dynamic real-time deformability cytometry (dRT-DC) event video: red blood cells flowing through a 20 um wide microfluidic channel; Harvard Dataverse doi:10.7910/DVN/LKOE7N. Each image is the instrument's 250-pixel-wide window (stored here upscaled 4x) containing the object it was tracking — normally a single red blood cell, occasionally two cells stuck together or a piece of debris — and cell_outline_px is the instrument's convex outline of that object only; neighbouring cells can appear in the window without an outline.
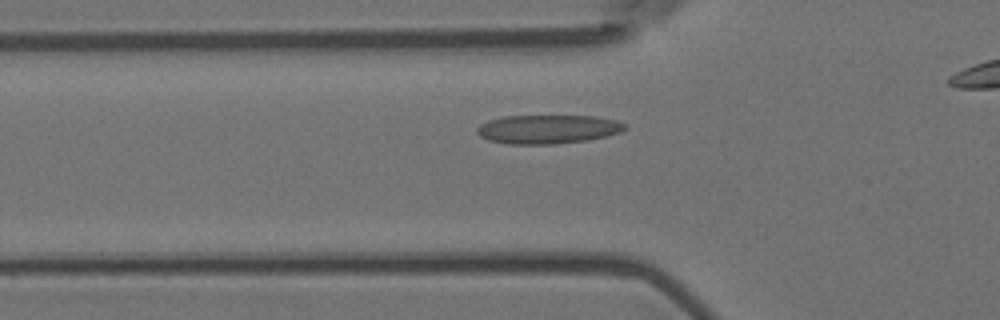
{"species": "Egyptian fruit bat (a non-hibernating species)", "species_latin": "Rousettus aegyptiacus", "temperature_condition": "room temperature", "stored_images_in_passage": 42, "camera_frame_rate_fps": 3000, "um_per_image_px": 0.085, "animal": {"sex": "female"}, "frame": {"image": 1, "passage_image": 12, "time_ms": 3.667, "image_size_px": [1000, 320], "cell_outline_px": [[628, 128], [620, 132], [604, 136], [584, 140], [552, 144], [508, 144], [488, 140], [480, 136], [476, 132], [476, 128], [480, 124], [488, 120], [504, 116], [596, 116], [616, 120], [624, 124]], "centroid_in_image_um": [46.52, 10.97], "position_along_channel_um": 79.3, "area_um2": 24.74}}
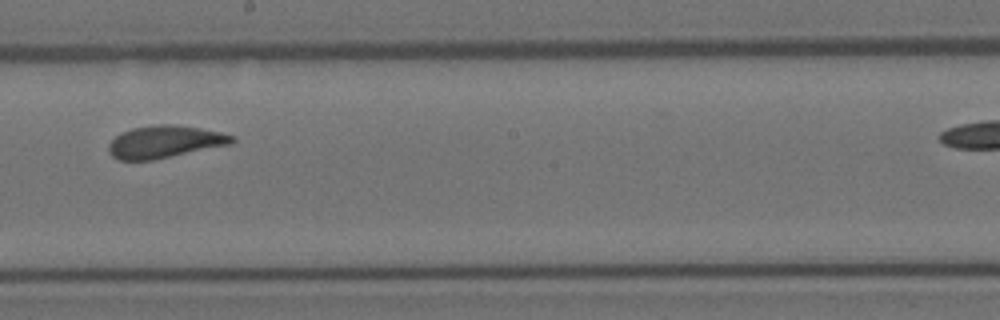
{"frame": {"image": 2, "passage_image": 25, "time_ms": 8.0, "image_size_px": [1000, 320], "cell_outline_px": [[236, 140], [232, 144], [152, 160], [120, 160], [112, 156], [108, 152], [108, 144], [116, 136], [132, 128], [152, 124], [168, 124], [200, 128], [220, 132], [236, 136]], "centroid_in_image_um": [14.02, 12.05], "position_along_channel_um": 234.2, "area_um2": 23.24}}
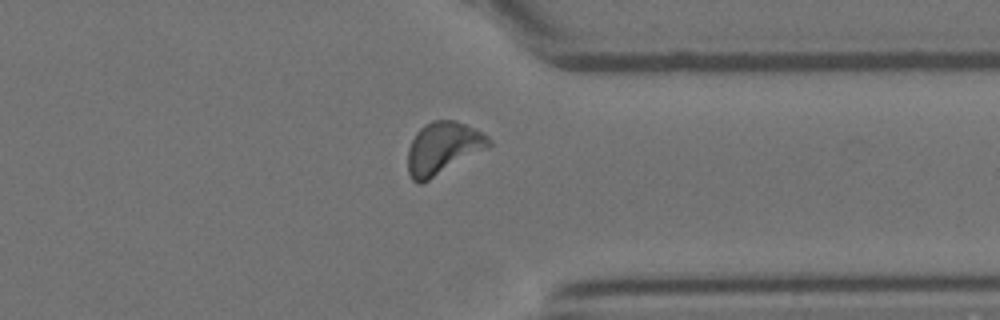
{"frame": {"image": 3, "passage_image": 37, "time_ms": 12.0, "image_size_px": [1000, 320], "cell_outline_px": [[492, 144], [488, 148], [428, 180], [420, 184], [416, 184], [412, 180], [408, 172], [408, 148], [416, 132], [424, 124], [432, 120], [456, 120], [476, 128], [488, 136], [492, 140]], "centroid_in_image_um": [37.66, 12.57], "position_along_channel_um": 373.7, "area_um2": 24.8}, "authors_computed_cell_mechanics": {"area_um2": 23.2645, "velocity_mm_per_s": 3.5623, "shape_relaxation_time_tau1_ms": 4.3361, "shape_relaxation_time_tau2_ms": 0.8522, "deformation_change_tau1": 0.1284, "deformation_change_tau2": 0.0579}}